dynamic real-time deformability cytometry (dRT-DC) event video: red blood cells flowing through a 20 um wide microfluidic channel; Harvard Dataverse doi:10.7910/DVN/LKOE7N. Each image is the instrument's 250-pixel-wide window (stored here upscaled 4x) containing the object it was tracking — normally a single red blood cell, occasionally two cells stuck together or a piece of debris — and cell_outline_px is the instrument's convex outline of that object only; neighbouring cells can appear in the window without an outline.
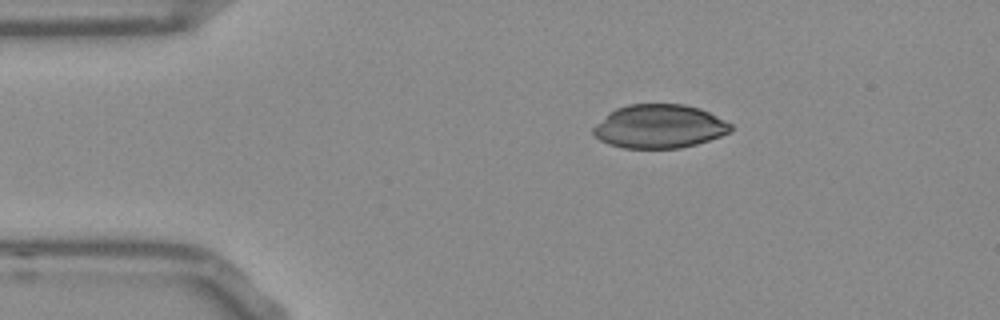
{"species": "Egyptian fruit bat (a non-hibernating species)", "species_latin": "Rousettus aegyptiacus", "temperature_condition": "room temperature", "stored_images_in_passage": 45, "camera_frame_rate_fps": 3000, "um_per_image_px": 0.085, "frame": {"image": 1, "passage_image": 1, "time_ms": 0.0, "image_size_px": [1000, 320], "cell_outline_px": [[732, 132], [696, 144], [680, 148], [624, 148], [608, 144], [600, 140], [592, 132], [592, 128], [608, 112], [616, 108], [628, 104], [684, 104], [700, 108], [732, 124]], "centroid_in_image_um": [56.03, 10.74], "position_along_channel_um": 29.0, "area_um2": 35.03}}
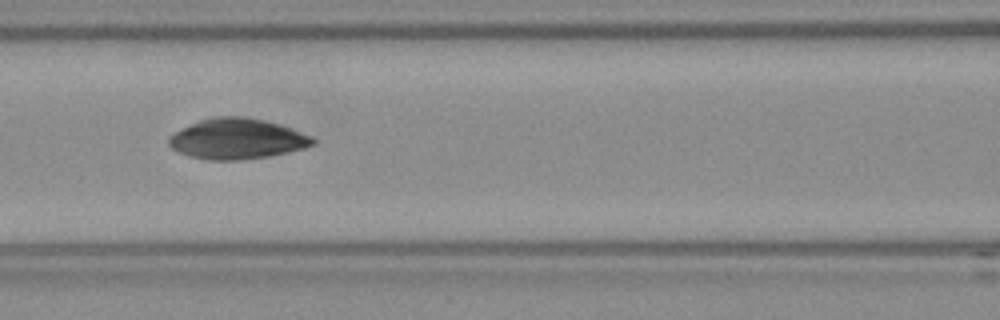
{"frame": {"image": 2, "passage_image": 14, "time_ms": 4.333, "image_size_px": [1000, 320], "cell_outline_px": [[316, 144], [304, 148], [268, 156], [240, 160], [208, 160], [188, 156], [172, 148], [168, 144], [168, 136], [200, 120], [216, 116], [244, 116], [264, 120], [280, 124], [292, 128], [312, 136], [316, 140]], "centroid_in_image_um": [20.18, 11.8], "position_along_channel_um": 146.4, "area_um2": 33.93}}
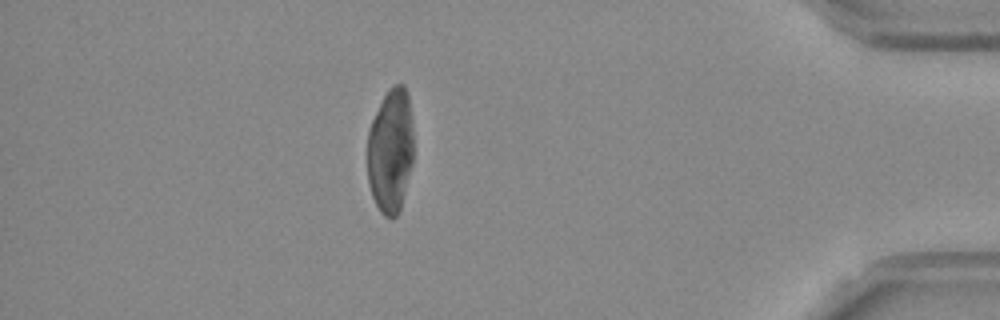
{"frame": {"image": 3, "passage_image": 38, "time_ms": 12.333, "image_size_px": [1000, 320], "cell_outline_px": [[412, 164], [400, 208], [396, 216], [392, 220], [384, 216], [380, 212], [372, 196], [368, 184], [368, 132], [372, 120], [388, 88], [396, 84], [404, 84], [408, 92], [412, 128]], "centroid_in_image_um": [33.19, 12.82], "position_along_channel_um": 402.0, "area_um2": 33.41}}